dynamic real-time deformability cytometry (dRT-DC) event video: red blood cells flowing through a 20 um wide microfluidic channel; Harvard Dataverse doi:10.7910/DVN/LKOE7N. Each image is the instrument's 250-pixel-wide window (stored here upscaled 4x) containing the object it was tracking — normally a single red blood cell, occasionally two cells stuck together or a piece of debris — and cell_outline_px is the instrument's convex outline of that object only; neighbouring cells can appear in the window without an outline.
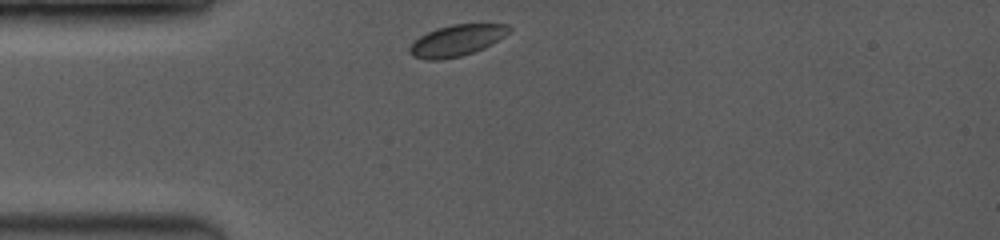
{"species": "common noctule bat (a hibernating species)", "species_latin": "Nyctalus noctula", "temperature_condition": "room temperature", "stored_images_in_passage": 20, "camera_frame_rate_fps": 3500, "um_per_image_px": 0.085, "animal": {"sex": "female", "body_mass_g": 19.0, "forearm_length_mm": 53.3}, "frame": {"image": 1, "passage_image": 1, "time_ms": 0.0, "image_size_px": [1000, 240], "cell_outline_px": [[512, 28], [504, 36], [484, 48], [460, 56], [440, 60], [428, 60], [412, 56], [408, 52], [408, 48], [420, 36], [436, 28], [452, 24], [508, 24]], "centroid_in_image_um": [38.8, 3.44], "position_along_channel_um": 46.2, "area_um2": 17.98}}
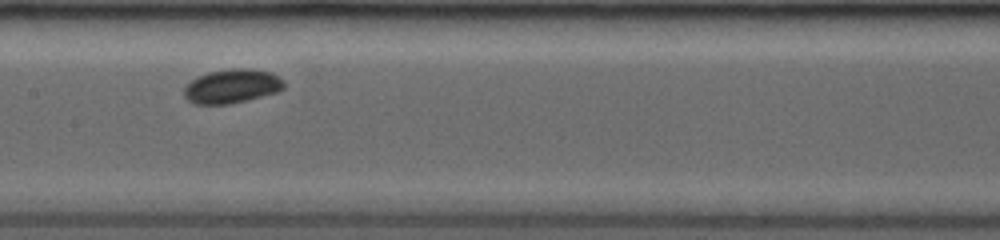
{"frame": {"image": 2, "passage_image": 9, "time_ms": 4.0, "image_size_px": [1000, 240], "cell_outline_px": [[284, 88], [276, 92], [232, 104], [196, 104], [188, 100], [184, 96], [184, 88], [196, 76], [208, 72], [232, 68], [252, 68], [272, 72], [280, 76], [284, 80]], "centroid_in_image_um": [19.74, 7.31], "position_along_channel_um": 187.7, "area_um2": 20.0}}
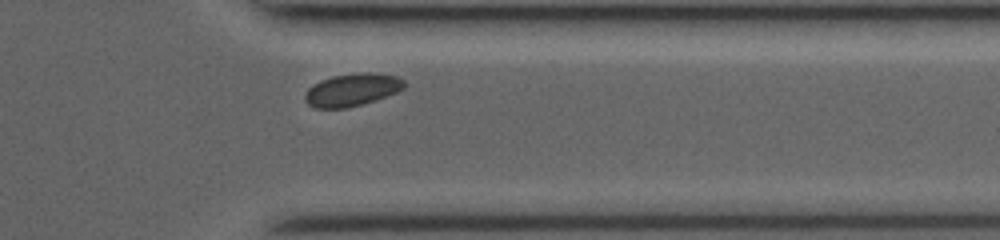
{"frame": {"image": 3, "passage_image": 17, "time_ms": 8.857, "image_size_px": [1000, 240], "cell_outline_px": [[404, 88], [396, 92], [376, 100], [348, 108], [316, 108], [308, 104], [304, 100], [304, 96], [308, 88], [320, 80], [332, 76], [360, 72], [376, 72], [396, 76], [404, 80]], "centroid_in_image_um": [29.92, 7.63], "position_along_channel_um": 381.5, "area_um2": 18.96}}